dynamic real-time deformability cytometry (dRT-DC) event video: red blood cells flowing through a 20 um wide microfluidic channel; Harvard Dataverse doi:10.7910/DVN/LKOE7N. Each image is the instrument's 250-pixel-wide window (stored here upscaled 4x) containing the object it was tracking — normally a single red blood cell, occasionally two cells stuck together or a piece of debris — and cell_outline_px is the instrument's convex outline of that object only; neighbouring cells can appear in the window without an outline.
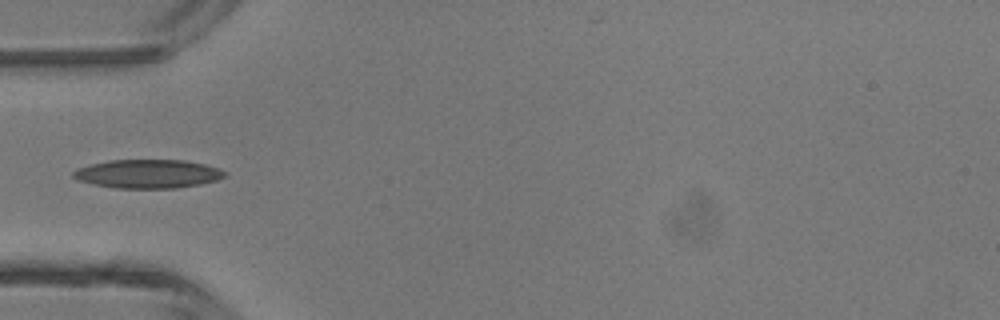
{"species": "common noctule bat (a hibernating species)", "species_latin": "Nyctalus noctula", "temperature_condition": "room temperature", "stored_images_in_passage": 6, "camera_frame_rate_fps": 3000, "um_per_image_px": 0.085, "animal": {"sex": "male", "body_mass_g": 13.3}, "frame": {"image": 1, "passage_image": 5, "time_ms": 1.333, "image_size_px": [1000, 320], "cell_outline_px": [[228, 176], [216, 180], [200, 184], [176, 188], [116, 188], [92, 184], [76, 180], [72, 176], [72, 172], [76, 168], [108, 160], [184, 160], [204, 164], [220, 168]], "centroid_in_image_um": [12.55, 14.77], "position_along_channel_um": 72.5, "area_um2": 25.43}}
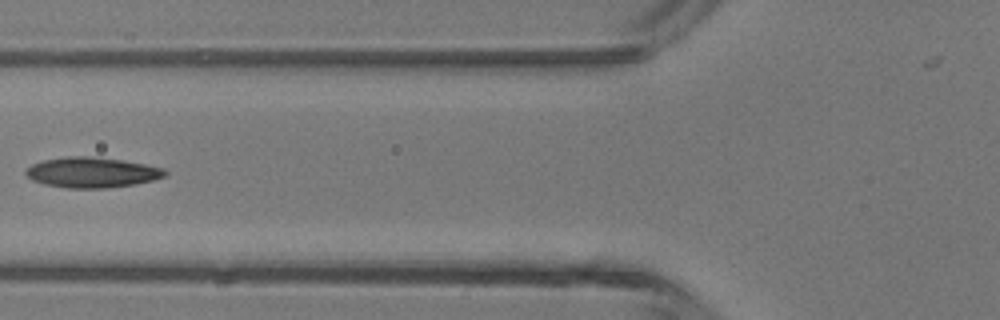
{"frame": {"image": 2, "passage_image": 6, "time_ms": 1.667, "image_size_px": [1000, 320], "cell_outline_px": [[168, 172], [164, 176], [152, 180], [136, 184], [108, 188], [68, 188], [44, 184], [32, 180], [24, 172], [32, 164], [44, 160], [68, 156], [88, 156], [124, 160], [164, 168]], "centroid_in_image_um": [7.82, 14.66], "position_along_channel_um": 118.0, "area_um2": 24.57}}